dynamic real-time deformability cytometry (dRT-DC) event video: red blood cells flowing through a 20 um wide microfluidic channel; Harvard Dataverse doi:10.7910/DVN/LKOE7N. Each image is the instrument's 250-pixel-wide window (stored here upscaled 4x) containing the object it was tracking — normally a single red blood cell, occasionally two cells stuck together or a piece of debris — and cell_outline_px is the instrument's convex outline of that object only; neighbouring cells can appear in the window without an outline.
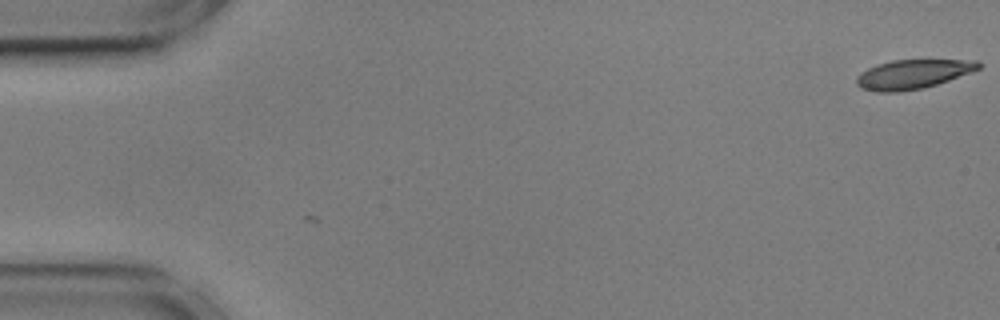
{"species": "common noctule bat (a hibernating species)", "species_latin": "Nyctalus noctula", "temperature_condition": "cold", "stored_images_in_passage": 2, "camera_frame_rate_fps": 3000, "um_per_image_px": 0.085, "animal": {"sex": "male", "body_mass_g": 17.9, "forearm_length_mm": 54.2}, "frame": {"image": 1, "passage_image": 2, "time_ms": 0.333, "image_size_px": [1000, 320], "cell_outline_px": [[980, 68], [972, 72], [924, 88], [896, 92], [876, 92], [860, 88], [856, 84], [856, 76], [860, 72], [876, 64], [892, 60], [976, 60], [980, 64]], "centroid_in_image_um": [77.54, 6.31], "position_along_channel_um": 7.5, "area_um2": 20.81}}